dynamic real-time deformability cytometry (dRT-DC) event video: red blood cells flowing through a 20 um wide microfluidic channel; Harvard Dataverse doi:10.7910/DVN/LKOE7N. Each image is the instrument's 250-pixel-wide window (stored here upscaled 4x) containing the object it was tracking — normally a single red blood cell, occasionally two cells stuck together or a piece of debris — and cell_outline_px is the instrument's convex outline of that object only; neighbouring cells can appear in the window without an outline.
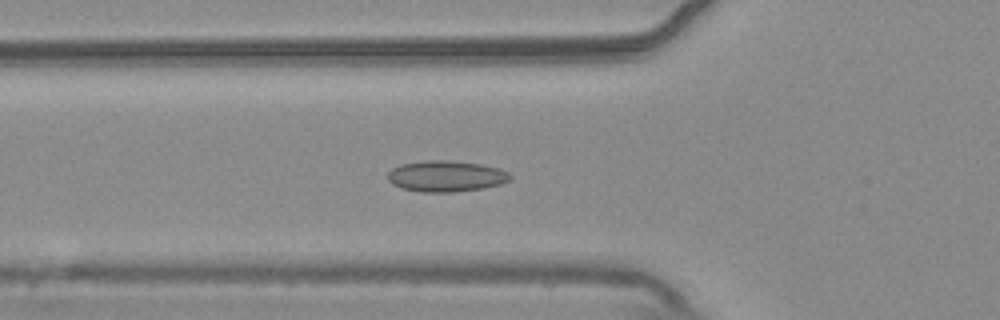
{"species": "common noctule bat (a hibernating species)", "species_latin": "Nyctalus noctula", "temperature_condition": "warm", "stored_images_in_passage": 54, "camera_frame_rate_fps": 3000, "um_per_image_px": 0.085, "animal": {"sex": "male", "body_mass_g": 20.4}, "frame": {"image": 1, "passage_image": 19, "time_ms": 6.0, "image_size_px": [1000, 320], "cell_outline_px": [[512, 176], [508, 180], [500, 184], [484, 188], [456, 192], [420, 192], [400, 188], [392, 184], [388, 180], [388, 172], [392, 168], [400, 164], [428, 160], [448, 160], [480, 164], [500, 168], [508, 172]], "centroid_in_image_um": [37.89, 14.98], "position_along_channel_um": 87.9, "area_um2": 22.31}}
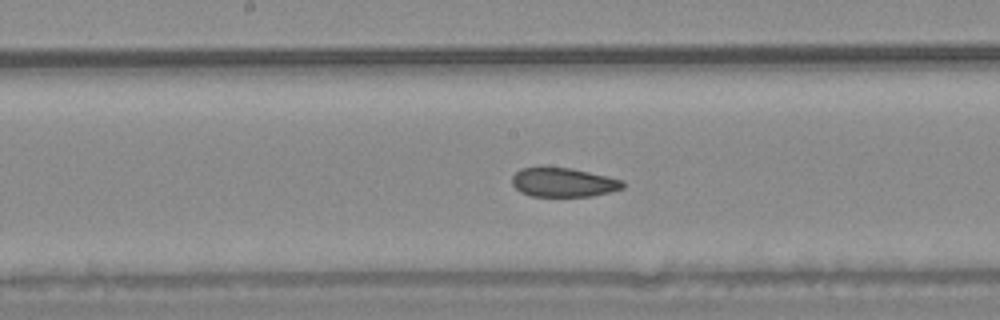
{"frame": {"image": 2, "passage_image": 28, "time_ms": 9.0, "image_size_px": [1000, 320], "cell_outline_px": [[624, 188], [592, 196], [532, 196], [520, 192], [512, 184], [512, 176], [520, 168], [540, 164], [572, 168], [624, 180]], "centroid_in_image_um": [47.83, 15.45], "position_along_channel_um": 200.4, "area_um2": 19.36}}
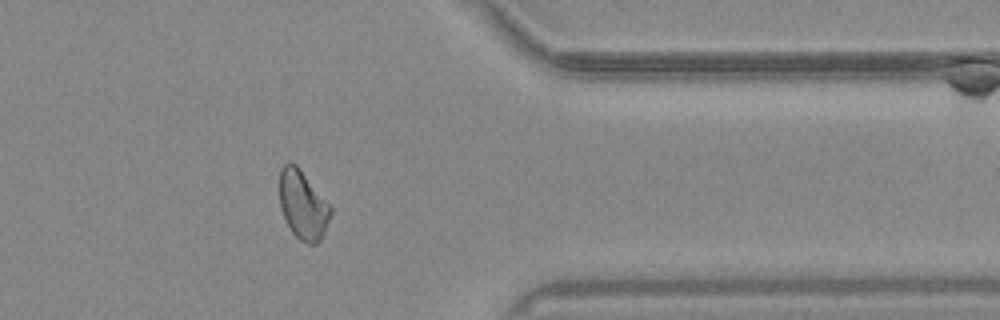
{"frame": {"image": 3, "passage_image": 44, "time_ms": 14.333, "image_size_px": [1000, 320], "cell_outline_px": [[332, 212], [324, 232], [320, 240], [316, 244], [308, 244], [300, 240], [292, 232], [280, 208], [280, 168], [288, 160], [296, 164], [332, 208]], "centroid_in_image_um": [25.73, 17.41], "position_along_channel_um": 385.7, "area_um2": 20.23}, "authors_computed_cell_mechanics": {"area_um2": 20.6346, "velocity_mm_per_s": 3.7316, "shape_relaxation_time_tau1_ms": null, "shape_relaxation_time_tau2_ms": 2.0434, "deformation_change_tau1": null, "deformation_change_tau2": 0.0759}}